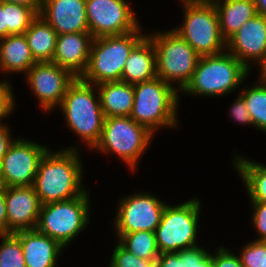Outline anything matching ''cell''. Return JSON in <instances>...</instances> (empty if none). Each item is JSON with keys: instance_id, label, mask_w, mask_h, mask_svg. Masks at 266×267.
<instances>
[{"instance_id": "6da1fadb", "label": "cell", "mask_w": 266, "mask_h": 267, "mask_svg": "<svg viewBox=\"0 0 266 267\" xmlns=\"http://www.w3.org/2000/svg\"><path fill=\"white\" fill-rule=\"evenodd\" d=\"M61 150L48 149L39 161L33 187L41 204L68 200L86 191L81 182L84 170L78 147Z\"/></svg>"}, {"instance_id": "7a4b0ae2", "label": "cell", "mask_w": 266, "mask_h": 267, "mask_svg": "<svg viewBox=\"0 0 266 267\" xmlns=\"http://www.w3.org/2000/svg\"><path fill=\"white\" fill-rule=\"evenodd\" d=\"M93 87L94 84L76 77L59 106L70 130L78 134L90 149L100 141L105 120L98 91L95 92Z\"/></svg>"}, {"instance_id": "3957f363", "label": "cell", "mask_w": 266, "mask_h": 267, "mask_svg": "<svg viewBox=\"0 0 266 267\" xmlns=\"http://www.w3.org/2000/svg\"><path fill=\"white\" fill-rule=\"evenodd\" d=\"M249 70L229 51L200 56L190 82L182 90L189 95L207 97L232 93L248 78Z\"/></svg>"}, {"instance_id": "277c9868", "label": "cell", "mask_w": 266, "mask_h": 267, "mask_svg": "<svg viewBox=\"0 0 266 267\" xmlns=\"http://www.w3.org/2000/svg\"><path fill=\"white\" fill-rule=\"evenodd\" d=\"M178 92L176 86L159 77L134 84V102L130 117L153 134L162 127H177Z\"/></svg>"}, {"instance_id": "5b68a950", "label": "cell", "mask_w": 266, "mask_h": 267, "mask_svg": "<svg viewBox=\"0 0 266 267\" xmlns=\"http://www.w3.org/2000/svg\"><path fill=\"white\" fill-rule=\"evenodd\" d=\"M141 31L138 27L127 34L94 38L87 68L80 78L94 85L121 81L127 58L133 48L146 36L141 34Z\"/></svg>"}, {"instance_id": "8992f818", "label": "cell", "mask_w": 266, "mask_h": 267, "mask_svg": "<svg viewBox=\"0 0 266 267\" xmlns=\"http://www.w3.org/2000/svg\"><path fill=\"white\" fill-rule=\"evenodd\" d=\"M147 36L155 47L157 77L172 86L177 82L175 85L182 92L192 78L200 55L173 29Z\"/></svg>"}, {"instance_id": "52a82bcc", "label": "cell", "mask_w": 266, "mask_h": 267, "mask_svg": "<svg viewBox=\"0 0 266 267\" xmlns=\"http://www.w3.org/2000/svg\"><path fill=\"white\" fill-rule=\"evenodd\" d=\"M89 198L86 190L78 197L42 204L35 229L68 246L90 222Z\"/></svg>"}, {"instance_id": "ba28073f", "label": "cell", "mask_w": 266, "mask_h": 267, "mask_svg": "<svg viewBox=\"0 0 266 267\" xmlns=\"http://www.w3.org/2000/svg\"><path fill=\"white\" fill-rule=\"evenodd\" d=\"M184 24L174 28L200 56L219 54L226 50L218 14L213 2L182 1Z\"/></svg>"}, {"instance_id": "9c48e42d", "label": "cell", "mask_w": 266, "mask_h": 267, "mask_svg": "<svg viewBox=\"0 0 266 267\" xmlns=\"http://www.w3.org/2000/svg\"><path fill=\"white\" fill-rule=\"evenodd\" d=\"M153 136L148 128L130 116L106 117L100 141L94 149L115 153L135 171Z\"/></svg>"}, {"instance_id": "30bf717a", "label": "cell", "mask_w": 266, "mask_h": 267, "mask_svg": "<svg viewBox=\"0 0 266 267\" xmlns=\"http://www.w3.org/2000/svg\"><path fill=\"white\" fill-rule=\"evenodd\" d=\"M200 206L201 201L196 198L179 205L165 206L161 222L154 231L160 254L197 246Z\"/></svg>"}, {"instance_id": "8fae6325", "label": "cell", "mask_w": 266, "mask_h": 267, "mask_svg": "<svg viewBox=\"0 0 266 267\" xmlns=\"http://www.w3.org/2000/svg\"><path fill=\"white\" fill-rule=\"evenodd\" d=\"M47 150V147L28 139H14L0 162L2 186H33L39 161Z\"/></svg>"}, {"instance_id": "7c38bea8", "label": "cell", "mask_w": 266, "mask_h": 267, "mask_svg": "<svg viewBox=\"0 0 266 267\" xmlns=\"http://www.w3.org/2000/svg\"><path fill=\"white\" fill-rule=\"evenodd\" d=\"M125 0H86L89 32L93 38L123 35L140 25Z\"/></svg>"}, {"instance_id": "4fadbf2b", "label": "cell", "mask_w": 266, "mask_h": 267, "mask_svg": "<svg viewBox=\"0 0 266 267\" xmlns=\"http://www.w3.org/2000/svg\"><path fill=\"white\" fill-rule=\"evenodd\" d=\"M167 204L147 192L123 197L114 220L116 233L154 232Z\"/></svg>"}, {"instance_id": "5bb4252c", "label": "cell", "mask_w": 266, "mask_h": 267, "mask_svg": "<svg viewBox=\"0 0 266 267\" xmlns=\"http://www.w3.org/2000/svg\"><path fill=\"white\" fill-rule=\"evenodd\" d=\"M26 75L27 84L44 111L59 107L67 88L76 79L69 70L53 62H36Z\"/></svg>"}, {"instance_id": "9a60e30c", "label": "cell", "mask_w": 266, "mask_h": 267, "mask_svg": "<svg viewBox=\"0 0 266 267\" xmlns=\"http://www.w3.org/2000/svg\"><path fill=\"white\" fill-rule=\"evenodd\" d=\"M226 50L249 71L253 61L260 66L266 58V17L257 14L246 21L226 41Z\"/></svg>"}, {"instance_id": "2e32d148", "label": "cell", "mask_w": 266, "mask_h": 267, "mask_svg": "<svg viewBox=\"0 0 266 267\" xmlns=\"http://www.w3.org/2000/svg\"><path fill=\"white\" fill-rule=\"evenodd\" d=\"M5 200L7 234L36 228L42 204L33 186L5 187Z\"/></svg>"}, {"instance_id": "e0dca14e", "label": "cell", "mask_w": 266, "mask_h": 267, "mask_svg": "<svg viewBox=\"0 0 266 267\" xmlns=\"http://www.w3.org/2000/svg\"><path fill=\"white\" fill-rule=\"evenodd\" d=\"M39 15L57 35L89 32L86 0H43Z\"/></svg>"}, {"instance_id": "ac0fdd59", "label": "cell", "mask_w": 266, "mask_h": 267, "mask_svg": "<svg viewBox=\"0 0 266 267\" xmlns=\"http://www.w3.org/2000/svg\"><path fill=\"white\" fill-rule=\"evenodd\" d=\"M93 39L90 32L57 35L52 62L69 70L75 77H81L88 65Z\"/></svg>"}, {"instance_id": "d6986e66", "label": "cell", "mask_w": 266, "mask_h": 267, "mask_svg": "<svg viewBox=\"0 0 266 267\" xmlns=\"http://www.w3.org/2000/svg\"><path fill=\"white\" fill-rule=\"evenodd\" d=\"M14 234L20 240L26 267H56L59 254L65 249L59 242L36 229Z\"/></svg>"}, {"instance_id": "ffe728a7", "label": "cell", "mask_w": 266, "mask_h": 267, "mask_svg": "<svg viewBox=\"0 0 266 267\" xmlns=\"http://www.w3.org/2000/svg\"><path fill=\"white\" fill-rule=\"evenodd\" d=\"M155 77H157L155 47L152 40L146 35L127 58L121 81L134 85Z\"/></svg>"}, {"instance_id": "44dd1931", "label": "cell", "mask_w": 266, "mask_h": 267, "mask_svg": "<svg viewBox=\"0 0 266 267\" xmlns=\"http://www.w3.org/2000/svg\"><path fill=\"white\" fill-rule=\"evenodd\" d=\"M105 118L130 116L134 102V85L122 81L95 85Z\"/></svg>"}, {"instance_id": "7402d4cb", "label": "cell", "mask_w": 266, "mask_h": 267, "mask_svg": "<svg viewBox=\"0 0 266 267\" xmlns=\"http://www.w3.org/2000/svg\"><path fill=\"white\" fill-rule=\"evenodd\" d=\"M35 63L24 34L0 39V71L26 74Z\"/></svg>"}, {"instance_id": "603a6c76", "label": "cell", "mask_w": 266, "mask_h": 267, "mask_svg": "<svg viewBox=\"0 0 266 267\" xmlns=\"http://www.w3.org/2000/svg\"><path fill=\"white\" fill-rule=\"evenodd\" d=\"M220 31L227 41L248 20L257 15L253 0H216Z\"/></svg>"}, {"instance_id": "cb8c5ba5", "label": "cell", "mask_w": 266, "mask_h": 267, "mask_svg": "<svg viewBox=\"0 0 266 267\" xmlns=\"http://www.w3.org/2000/svg\"><path fill=\"white\" fill-rule=\"evenodd\" d=\"M36 62H52L56 50L57 32L41 15L32 21L24 33Z\"/></svg>"}, {"instance_id": "d4e9b609", "label": "cell", "mask_w": 266, "mask_h": 267, "mask_svg": "<svg viewBox=\"0 0 266 267\" xmlns=\"http://www.w3.org/2000/svg\"><path fill=\"white\" fill-rule=\"evenodd\" d=\"M242 181L245 183L250 201L266 203V165L236 154L233 161Z\"/></svg>"}, {"instance_id": "484cf974", "label": "cell", "mask_w": 266, "mask_h": 267, "mask_svg": "<svg viewBox=\"0 0 266 267\" xmlns=\"http://www.w3.org/2000/svg\"><path fill=\"white\" fill-rule=\"evenodd\" d=\"M117 237L118 242L138 258L157 259L160 255L154 232L136 231L133 233H117Z\"/></svg>"}, {"instance_id": "4316f807", "label": "cell", "mask_w": 266, "mask_h": 267, "mask_svg": "<svg viewBox=\"0 0 266 267\" xmlns=\"http://www.w3.org/2000/svg\"><path fill=\"white\" fill-rule=\"evenodd\" d=\"M256 82L251 88L243 89L240 95L246 101L253 126L266 132V83L258 80Z\"/></svg>"}, {"instance_id": "83f0119b", "label": "cell", "mask_w": 266, "mask_h": 267, "mask_svg": "<svg viewBox=\"0 0 266 267\" xmlns=\"http://www.w3.org/2000/svg\"><path fill=\"white\" fill-rule=\"evenodd\" d=\"M38 13L31 7L6 2L7 36L24 34Z\"/></svg>"}, {"instance_id": "f1b7e54d", "label": "cell", "mask_w": 266, "mask_h": 267, "mask_svg": "<svg viewBox=\"0 0 266 267\" xmlns=\"http://www.w3.org/2000/svg\"><path fill=\"white\" fill-rule=\"evenodd\" d=\"M0 267H26L19 238L14 233L0 235Z\"/></svg>"}, {"instance_id": "f546056e", "label": "cell", "mask_w": 266, "mask_h": 267, "mask_svg": "<svg viewBox=\"0 0 266 267\" xmlns=\"http://www.w3.org/2000/svg\"><path fill=\"white\" fill-rule=\"evenodd\" d=\"M108 267H156L157 259H142L130 253L119 242L114 248Z\"/></svg>"}, {"instance_id": "4dcf8cb0", "label": "cell", "mask_w": 266, "mask_h": 267, "mask_svg": "<svg viewBox=\"0 0 266 267\" xmlns=\"http://www.w3.org/2000/svg\"><path fill=\"white\" fill-rule=\"evenodd\" d=\"M239 258L243 267H265L266 241L254 240L244 245Z\"/></svg>"}, {"instance_id": "1f68e13d", "label": "cell", "mask_w": 266, "mask_h": 267, "mask_svg": "<svg viewBox=\"0 0 266 267\" xmlns=\"http://www.w3.org/2000/svg\"><path fill=\"white\" fill-rule=\"evenodd\" d=\"M11 84L7 81H0V124L3 118L12 114L15 107V97L13 96Z\"/></svg>"}, {"instance_id": "d6a6232c", "label": "cell", "mask_w": 266, "mask_h": 267, "mask_svg": "<svg viewBox=\"0 0 266 267\" xmlns=\"http://www.w3.org/2000/svg\"><path fill=\"white\" fill-rule=\"evenodd\" d=\"M254 211L252 214V223L257 229L259 238L258 241H266V203L260 201H251Z\"/></svg>"}, {"instance_id": "836d02e7", "label": "cell", "mask_w": 266, "mask_h": 267, "mask_svg": "<svg viewBox=\"0 0 266 267\" xmlns=\"http://www.w3.org/2000/svg\"><path fill=\"white\" fill-rule=\"evenodd\" d=\"M218 251L213 254L214 267H243L239 256L230 252V250L220 247Z\"/></svg>"}, {"instance_id": "e575fe53", "label": "cell", "mask_w": 266, "mask_h": 267, "mask_svg": "<svg viewBox=\"0 0 266 267\" xmlns=\"http://www.w3.org/2000/svg\"><path fill=\"white\" fill-rule=\"evenodd\" d=\"M234 104L230 108L231 118H233L235 121H237L239 124H251L253 126L248 108L246 107V101L244 98L239 94L233 102Z\"/></svg>"}, {"instance_id": "d590c367", "label": "cell", "mask_w": 266, "mask_h": 267, "mask_svg": "<svg viewBox=\"0 0 266 267\" xmlns=\"http://www.w3.org/2000/svg\"><path fill=\"white\" fill-rule=\"evenodd\" d=\"M156 267H185V249L179 252L161 253L156 260Z\"/></svg>"}, {"instance_id": "8d00e7d4", "label": "cell", "mask_w": 266, "mask_h": 267, "mask_svg": "<svg viewBox=\"0 0 266 267\" xmlns=\"http://www.w3.org/2000/svg\"><path fill=\"white\" fill-rule=\"evenodd\" d=\"M208 254V250L198 245L185 249V267H195L196 263H200Z\"/></svg>"}, {"instance_id": "74e56055", "label": "cell", "mask_w": 266, "mask_h": 267, "mask_svg": "<svg viewBox=\"0 0 266 267\" xmlns=\"http://www.w3.org/2000/svg\"><path fill=\"white\" fill-rule=\"evenodd\" d=\"M10 133V128L5 123L0 124V162L14 142Z\"/></svg>"}, {"instance_id": "f35d334b", "label": "cell", "mask_w": 266, "mask_h": 267, "mask_svg": "<svg viewBox=\"0 0 266 267\" xmlns=\"http://www.w3.org/2000/svg\"><path fill=\"white\" fill-rule=\"evenodd\" d=\"M7 234L5 187L0 189V235Z\"/></svg>"}, {"instance_id": "ab89813d", "label": "cell", "mask_w": 266, "mask_h": 267, "mask_svg": "<svg viewBox=\"0 0 266 267\" xmlns=\"http://www.w3.org/2000/svg\"><path fill=\"white\" fill-rule=\"evenodd\" d=\"M7 37L6 1L0 2V39Z\"/></svg>"}, {"instance_id": "60d3db41", "label": "cell", "mask_w": 266, "mask_h": 267, "mask_svg": "<svg viewBox=\"0 0 266 267\" xmlns=\"http://www.w3.org/2000/svg\"><path fill=\"white\" fill-rule=\"evenodd\" d=\"M3 1L31 7L39 14L41 11L43 0H3Z\"/></svg>"}, {"instance_id": "b9f144b4", "label": "cell", "mask_w": 266, "mask_h": 267, "mask_svg": "<svg viewBox=\"0 0 266 267\" xmlns=\"http://www.w3.org/2000/svg\"><path fill=\"white\" fill-rule=\"evenodd\" d=\"M257 14H260L262 16L266 17V0H253Z\"/></svg>"}, {"instance_id": "7bdbcfd3", "label": "cell", "mask_w": 266, "mask_h": 267, "mask_svg": "<svg viewBox=\"0 0 266 267\" xmlns=\"http://www.w3.org/2000/svg\"><path fill=\"white\" fill-rule=\"evenodd\" d=\"M195 267H214L213 254H208L200 263H196Z\"/></svg>"}, {"instance_id": "ee69618b", "label": "cell", "mask_w": 266, "mask_h": 267, "mask_svg": "<svg viewBox=\"0 0 266 267\" xmlns=\"http://www.w3.org/2000/svg\"><path fill=\"white\" fill-rule=\"evenodd\" d=\"M260 78L259 80L266 83V58L264 62L260 65Z\"/></svg>"}, {"instance_id": "f6af8a7d", "label": "cell", "mask_w": 266, "mask_h": 267, "mask_svg": "<svg viewBox=\"0 0 266 267\" xmlns=\"http://www.w3.org/2000/svg\"><path fill=\"white\" fill-rule=\"evenodd\" d=\"M182 1H188V2H214L216 0H180V2Z\"/></svg>"}, {"instance_id": "bcb514c9", "label": "cell", "mask_w": 266, "mask_h": 267, "mask_svg": "<svg viewBox=\"0 0 266 267\" xmlns=\"http://www.w3.org/2000/svg\"><path fill=\"white\" fill-rule=\"evenodd\" d=\"M1 188H3V186H2V183H1V179H0V189H1Z\"/></svg>"}]
</instances>
